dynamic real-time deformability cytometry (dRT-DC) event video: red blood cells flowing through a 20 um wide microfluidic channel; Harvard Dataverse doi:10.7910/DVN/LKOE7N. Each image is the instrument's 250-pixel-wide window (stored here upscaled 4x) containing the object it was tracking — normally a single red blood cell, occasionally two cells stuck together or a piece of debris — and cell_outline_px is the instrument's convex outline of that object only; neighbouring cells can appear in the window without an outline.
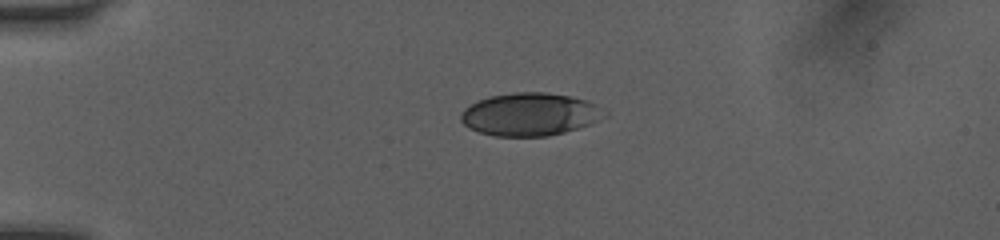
{"species": "human", "species_latin": "Homo sapiens", "temperature_condition": "room temperature", "stored_images_in_passage": 8, "camera_frame_rate_fps": 3000, "um_per_image_px": 0.085, "donor": {"sex": "female"}, "frame": {"image": 1, "passage_image": 1, "time_ms": 0.0, "image_size_px": [1000, 240], "cell_outline_px": [[600, 116], [596, 120], [588, 124], [564, 132], [548, 136], [492, 136], [468, 128], [460, 120], [460, 116], [464, 108], [488, 96], [516, 92], [544, 92], [568, 96], [584, 100], [592, 104], [600, 112]], "centroid_in_image_um": [44.9, 9.72], "position_along_channel_um": 40.1, "area_um2": 34.91}}
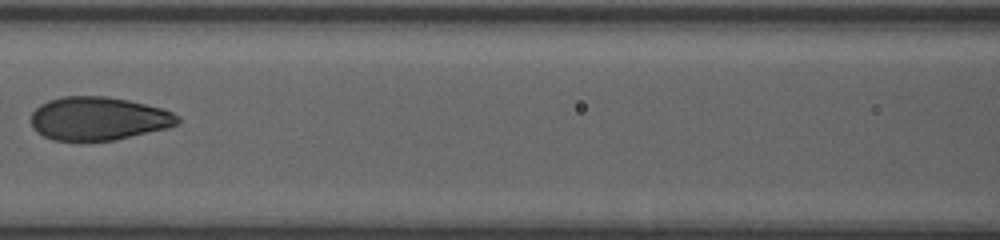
{"frame": {"image": 2, "passage_image": 6, "time_ms": 1.667, "image_size_px": [1000, 240], "cell_outline_px": [[180, 124], [168, 128], [116, 140], [80, 144], [52, 140], [36, 132], [32, 128], [32, 112], [40, 104], [48, 100], [64, 96], [108, 96], [128, 100], [160, 108], [172, 112], [180, 116]], "centroid_in_image_um": [8.35, 10.12], "position_along_channel_um": 158.3, "area_um2": 38.09}}
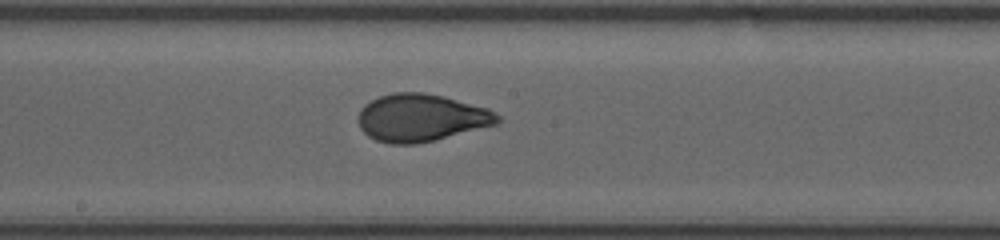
{"frame": {"image": 3, "passage_image": 8, "time_ms": 2.333, "image_size_px": [1000, 240], "cell_outline_px": [[500, 120], [496, 124], [416, 144], [392, 144], [376, 140], [368, 136], [360, 128], [356, 120], [356, 116], [360, 108], [364, 104], [380, 96], [392, 92], [424, 92], [444, 96], [488, 108], [496, 112], [500, 116]], "centroid_in_image_um": [35.74, 9.99], "position_along_channel_um": 212.5, "area_um2": 38.61}}